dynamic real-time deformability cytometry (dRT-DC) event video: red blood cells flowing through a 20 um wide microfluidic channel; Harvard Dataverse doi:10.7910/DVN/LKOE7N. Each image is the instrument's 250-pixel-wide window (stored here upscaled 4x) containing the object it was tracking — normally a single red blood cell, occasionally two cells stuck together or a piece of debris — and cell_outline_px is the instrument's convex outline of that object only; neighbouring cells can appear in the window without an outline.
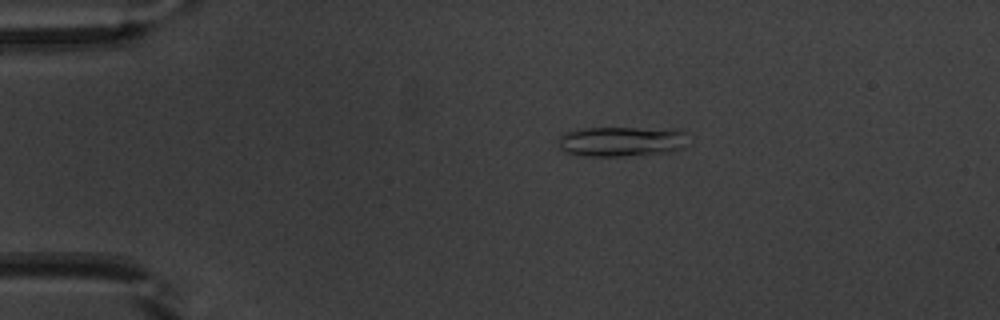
{"species": "common noctule bat (a hibernating species)", "species_latin": "Nyctalus noctula", "temperature_condition": "warm", "stored_images_in_passage": 52, "camera_frame_rate_fps": 3000, "um_per_image_px": 0.085, "animal": {"sex": "male", "body_mass_g": 20.1, "forearm_length_mm": 53.5}, "frame": {"image": 1, "passage_image": 11, "time_ms": 3.333, "image_size_px": [1000, 320], "cell_outline_px": [[684, 148], [668, 152], [620, 156], [584, 156], [564, 152], [560, 148], [556, 140], [564, 132], [584, 128], [636, 128], [684, 132]], "centroid_in_image_um": [52.67, 12.04], "position_along_channel_um": 32.3, "area_um2": 22.25}}
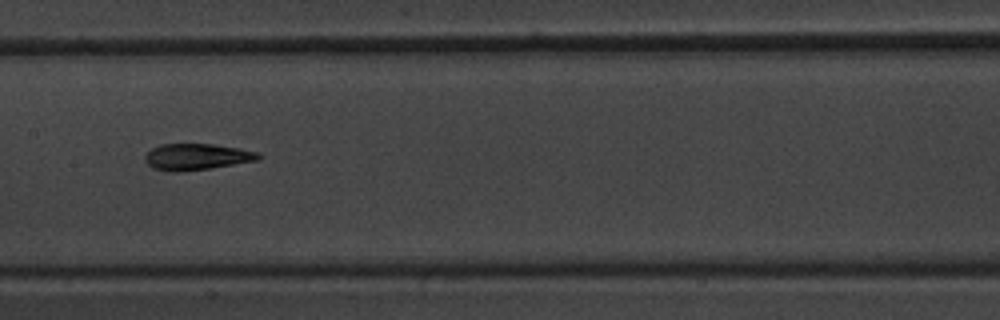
{"frame": {"image": 2, "passage_image": 27, "time_ms": 8.667, "image_size_px": [1000, 320], "cell_outline_px": [[260, 160], [208, 168], [180, 172], [172, 172], [152, 168], [144, 160], [144, 156], [152, 148], [160, 144], [212, 144], [240, 148], [256, 152], [260, 156]], "centroid_in_image_um": [16.68, 13.33], "position_along_channel_um": 190.7, "area_um2": 17.34}}
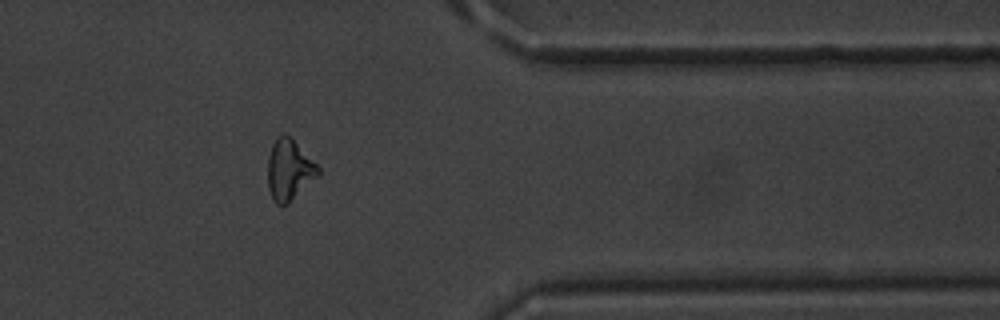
{"frame": {"image": 3, "passage_image": 43, "time_ms": 14.0, "image_size_px": [1000, 320], "cell_outline_px": [[320, 176], [288, 204], [276, 204], [272, 200], [268, 188], [268, 156], [272, 144], [276, 136], [292, 136], [320, 168]], "centroid_in_image_um": [24.6, 14.45], "position_along_channel_um": 386.8, "area_um2": 18.21}, "authors_computed_cell_mechanics": {"area_um2": 17.6001, "velocity_mm_per_s": 3.9184, "shape_relaxation_time_tau1_ms": 3.4329, "shape_relaxation_time_tau2_ms": 2.5758, "deformation_change_tau1": 0.1681, "deformation_change_tau2": 0.1223}}